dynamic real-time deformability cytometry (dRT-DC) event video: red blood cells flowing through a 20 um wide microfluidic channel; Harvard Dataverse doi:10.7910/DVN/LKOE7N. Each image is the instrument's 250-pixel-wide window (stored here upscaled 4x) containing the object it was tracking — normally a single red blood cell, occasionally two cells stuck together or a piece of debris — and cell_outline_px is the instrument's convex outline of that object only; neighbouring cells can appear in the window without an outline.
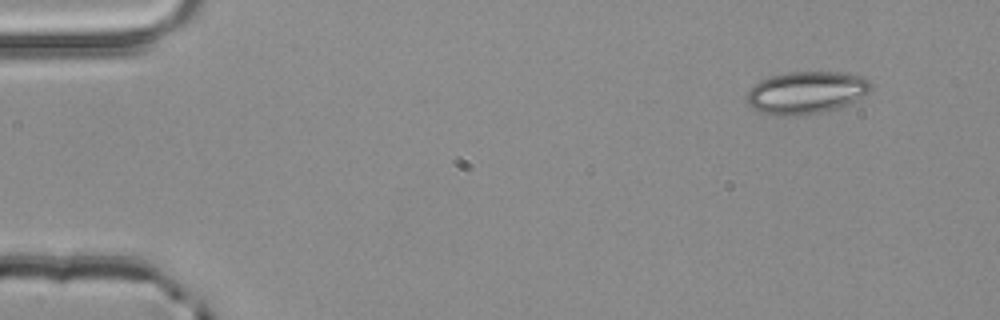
{"species": "common noctule bat (a hibernating species)", "species_latin": "Nyctalus noctula", "temperature_condition": "room temperature", "stored_images_in_passage": 3, "camera_frame_rate_fps": 3000, "um_per_image_px": 0.085, "animal": {"sex": "male", "body_mass_g": 20.4}, "frame": {"image": 1, "passage_image": 1, "time_ms": 0.0, "image_size_px": [1000, 320], "cell_outline_px": [[872, 88], [868, 92], [856, 100], [848, 104], [836, 108], [804, 116], [776, 116], [760, 112], [752, 108], [748, 104], [748, 92], [760, 80], [772, 76], [788, 72], [836, 72], [860, 76], [872, 80]], "centroid_in_image_um": [68.54, 7.88], "position_along_channel_um": 16.5, "area_um2": 30.63}}